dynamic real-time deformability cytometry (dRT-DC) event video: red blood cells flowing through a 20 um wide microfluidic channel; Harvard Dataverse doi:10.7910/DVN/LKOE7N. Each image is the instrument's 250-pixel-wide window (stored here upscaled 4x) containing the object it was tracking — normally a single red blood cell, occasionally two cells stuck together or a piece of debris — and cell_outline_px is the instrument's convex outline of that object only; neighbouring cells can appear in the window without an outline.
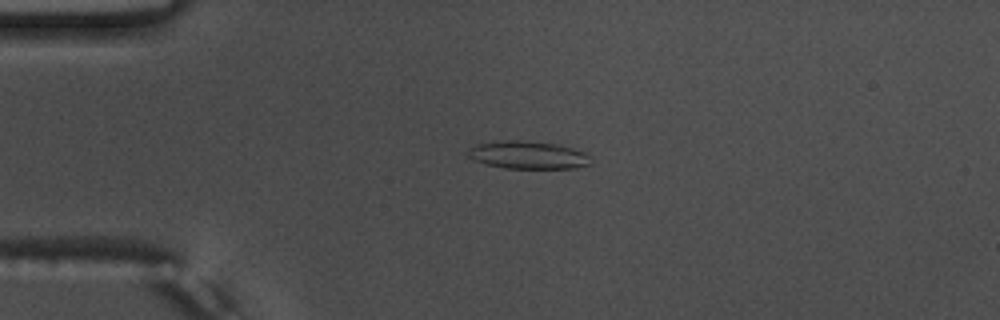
{"species": "common noctule bat (a hibernating species)", "species_latin": "Nyctalus noctula", "temperature_condition": "warm", "stored_images_in_passage": 55, "camera_frame_rate_fps": 3000, "um_per_image_px": 0.085, "animal": {"sex": "male", "body_mass_g": 17.5, "forearm_length_mm": 52.3}, "frame": {"image": 1, "passage_image": 14, "time_ms": 4.333, "image_size_px": [1000, 320], "cell_outline_px": [[588, 164], [576, 168], [504, 168], [484, 164], [468, 156], [468, 148], [476, 144], [504, 140], [520, 140], [556, 144], [588, 152]], "centroid_in_image_um": [44.85, 13.17], "position_along_channel_um": 40.2, "area_um2": 19.77}}
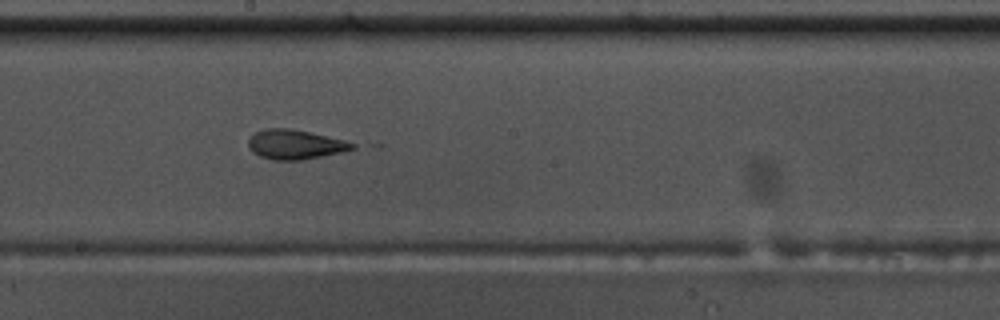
{"frame": {"image": 2, "passage_image": 31, "time_ms": 10.0, "image_size_px": [1000, 320], "cell_outline_px": [[356, 148], [340, 152], [300, 160], [272, 160], [260, 156], [252, 152], [248, 148], [248, 140], [256, 132], [264, 128], [292, 128], [344, 140], [356, 144]], "centroid_in_image_um": [25.05, 12.27], "position_along_channel_um": 223.2, "area_um2": 17.8}}
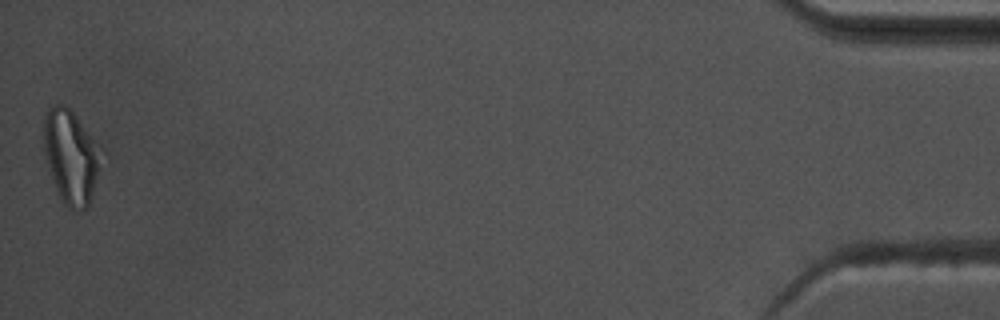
{"frame": {"image": 3, "passage_image": 55, "time_ms": 18.0, "image_size_px": [1000, 320], "cell_outline_px": [[96, 172], [88, 208], [76, 212], [68, 208], [64, 204], [60, 196], [52, 176], [44, 148], [44, 112], [48, 108], [56, 104], [64, 104], [76, 116], [92, 140], [96, 164]], "centroid_in_image_um": [5.91, 13.32], "position_along_channel_um": 429.3, "area_um2": 29.13}, "authors_computed_cell_mechanics": {"area_um2": 19.5364, "velocity_mm_per_s": 3.767, "shape_relaxation_time_tau1_ms": 11.1088, "shape_relaxation_time_tau2_ms": 3.0779, "deformation_change_tau1": 0.3158, "deformation_change_tau2": 0.1102}}